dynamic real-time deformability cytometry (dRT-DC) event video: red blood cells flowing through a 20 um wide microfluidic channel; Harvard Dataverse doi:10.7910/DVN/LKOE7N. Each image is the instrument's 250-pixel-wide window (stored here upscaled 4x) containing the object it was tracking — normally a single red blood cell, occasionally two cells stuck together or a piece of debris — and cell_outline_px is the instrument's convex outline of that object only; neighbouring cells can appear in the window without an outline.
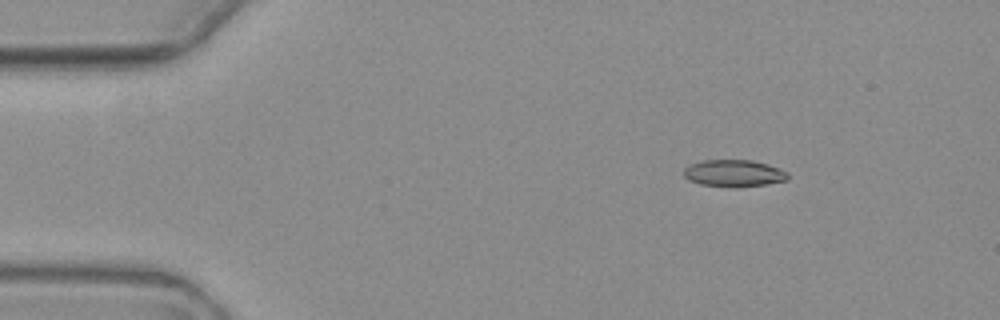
{"species": "common noctule bat (a hibernating species)", "species_latin": "Nyctalus noctula", "temperature_condition": "warm", "stored_images_in_passage": 3, "camera_frame_rate_fps": 3000, "um_per_image_px": 0.085, "animal": {"sex": "female", "body_mass_g": 19.3, "forearm_length_mm": 54.1}, "frame": {"image": 1, "passage_image": 2, "time_ms": 1.333, "image_size_px": [1000, 320], "cell_outline_px": [[788, 180], [764, 184], [700, 184], [688, 180], [684, 176], [684, 168], [692, 164], [704, 160], [752, 160], [768, 164], [788, 172]], "centroid_in_image_um": [62.38, 14.67], "position_along_channel_um": 22.6, "area_um2": 15.43}}
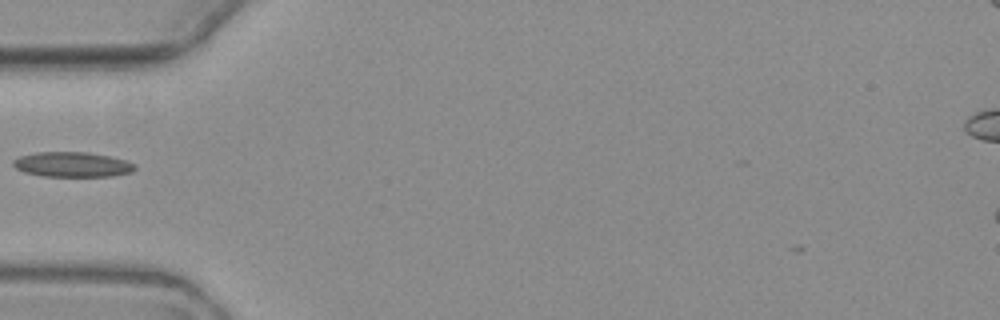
{"frame": {"image": 2, "passage_image": 3, "time_ms": 5.0, "image_size_px": [1000, 320], "cell_outline_px": [[136, 168], [132, 172], [112, 176], [44, 176], [24, 172], [16, 168], [12, 164], [12, 160], [20, 156], [36, 152], [84, 152], [108, 156], [124, 160], [132, 164]], "centroid_in_image_um": [6.1, 13.98], "position_along_channel_um": 78.9, "area_um2": 17.51}}